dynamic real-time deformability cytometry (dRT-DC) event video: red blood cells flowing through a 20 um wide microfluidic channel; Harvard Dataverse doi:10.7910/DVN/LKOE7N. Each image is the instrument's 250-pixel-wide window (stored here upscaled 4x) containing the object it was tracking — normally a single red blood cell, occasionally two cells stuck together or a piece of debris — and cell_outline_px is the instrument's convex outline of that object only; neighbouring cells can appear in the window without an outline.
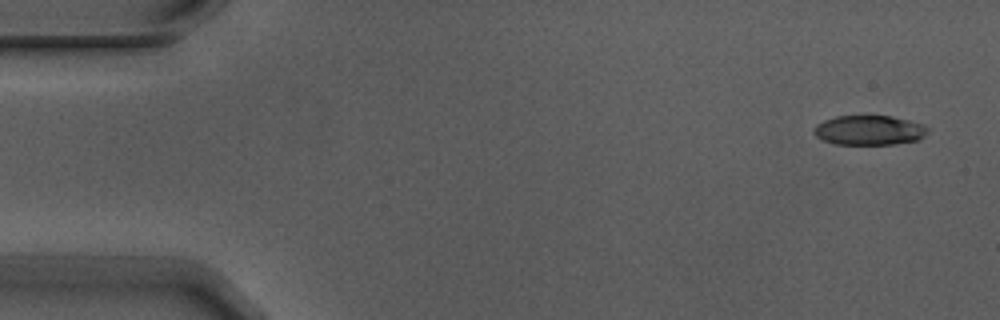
{"species": "Egyptian fruit bat (a non-hibernating species)", "species_latin": "Rousettus aegyptiacus", "temperature_condition": "warm", "stored_images_in_passage": 5, "camera_frame_rate_fps": 3000, "um_per_image_px": 0.085, "animal": {"sex": "male"}, "frame": {"image": 1, "passage_image": 1, "time_ms": 0.0, "image_size_px": [1000, 320], "cell_outline_px": [[928, 132], [924, 136], [916, 140], [892, 144], [836, 144], [824, 140], [816, 136], [812, 132], [816, 124], [824, 120], [836, 116], [892, 116], [924, 124], [928, 128]], "centroid_in_image_um": [73.87, 11.06], "position_along_channel_um": 11.1, "area_um2": 19.59}}
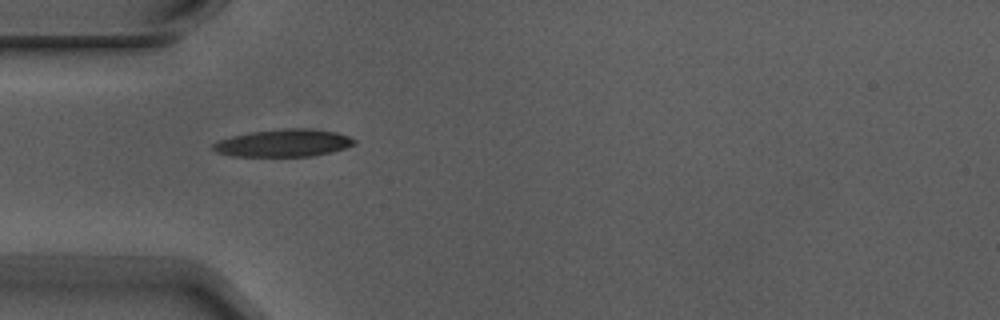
{"frame": {"image": 2, "passage_image": 4, "time_ms": 1.0, "image_size_px": [1000, 320], "cell_outline_px": [[356, 144], [332, 152], [312, 156], [232, 156], [216, 152], [212, 148], [212, 144], [220, 140], [232, 136], [252, 132], [284, 128], [308, 128], [336, 132], [348, 136], [356, 140]], "centroid_in_image_um": [24.12, 12.16], "position_along_channel_um": 60.9, "area_um2": 22.54}}